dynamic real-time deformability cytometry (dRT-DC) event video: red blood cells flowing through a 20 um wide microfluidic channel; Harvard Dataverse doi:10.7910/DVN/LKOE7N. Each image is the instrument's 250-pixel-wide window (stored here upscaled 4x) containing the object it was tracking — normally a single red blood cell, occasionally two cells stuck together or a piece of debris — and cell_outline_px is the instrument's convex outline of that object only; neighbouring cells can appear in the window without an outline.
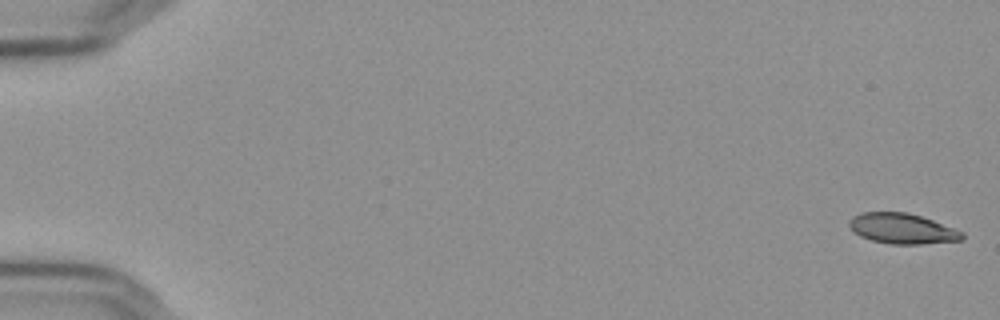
{"species": "Egyptian fruit bat (a non-hibernating species)", "species_latin": "Rousettus aegyptiacus", "temperature_condition": "cold", "stored_images_in_passage": 4, "camera_frame_rate_fps": 3000, "um_per_image_px": 0.085, "frame": {"image": 1, "passage_image": 1, "time_ms": 0.0, "image_size_px": [1000, 320], "cell_outline_px": [[964, 240], [920, 244], [888, 244], [872, 240], [860, 236], [848, 224], [848, 220], [852, 216], [860, 212], [908, 212], [932, 220], [964, 232]], "centroid_in_image_um": [76.69, 19.43], "position_along_channel_um": 8.3, "area_um2": 20.0}}